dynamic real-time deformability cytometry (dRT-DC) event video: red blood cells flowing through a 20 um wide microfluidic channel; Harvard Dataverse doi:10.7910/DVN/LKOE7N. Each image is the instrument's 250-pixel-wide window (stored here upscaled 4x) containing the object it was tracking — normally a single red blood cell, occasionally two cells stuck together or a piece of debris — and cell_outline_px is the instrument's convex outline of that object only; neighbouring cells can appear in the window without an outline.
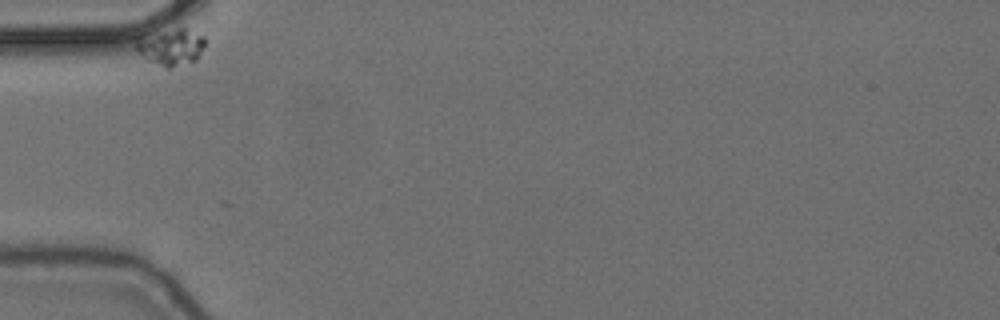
{"species": "common noctule bat (a hibernating species)", "species_latin": "Nyctalus noctula", "temperature_condition": "cold", "stored_images_in_passage": 12, "segment_of_instrument_passage": [1, 2], "camera_frame_rate_fps": 3000, "um_per_image_px": 0.085, "animal": {"sex": "female", "body_mass_g": 24.6, "forearm_length_mm": 56.2}, "frame": {"image": 1, "passage_image": 1, "time_ms": 0.0, "image_size_px": [1000, 320], "cell_outline_px": [[204, 48], [200, 56], [196, 60], [172, 68], [164, 68], [148, 60], [136, 48], [136, 40], [176, 28], [188, 28], [204, 36]], "centroid_in_image_um": [14.63, 4.02], "position_along_channel_um": 70.4, "area_um2": 14.33}}
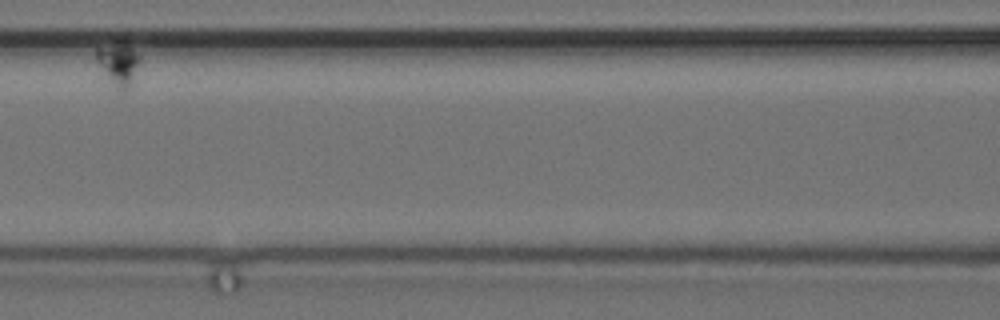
{"frame": {"image": 2, "passage_image": 6, "time_ms": 1.667, "image_size_px": [1000, 320], "cell_outline_px": [[140, 60], [128, 84], [124, 88], [116, 88], [104, 80], [96, 60], [96, 48], [116, 40], [128, 40], [140, 56]], "centroid_in_image_um": [9.99, 5.3], "position_along_channel_um": 156.6, "area_um2": 11.16}}
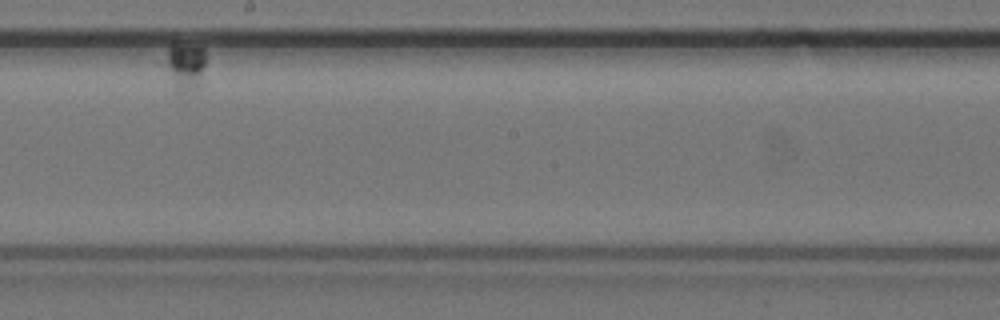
{"frame": {"image": 3, "passage_image": 10, "time_ms": 3.0, "image_size_px": [1000, 320], "cell_outline_px": [[208, 60], [200, 80], [196, 88], [184, 92], [180, 92], [172, 88], [168, 64], [168, 48], [172, 40], [204, 48]], "centroid_in_image_um": [15.8, 5.56], "position_along_channel_um": 232.4, "area_um2": 11.33}}